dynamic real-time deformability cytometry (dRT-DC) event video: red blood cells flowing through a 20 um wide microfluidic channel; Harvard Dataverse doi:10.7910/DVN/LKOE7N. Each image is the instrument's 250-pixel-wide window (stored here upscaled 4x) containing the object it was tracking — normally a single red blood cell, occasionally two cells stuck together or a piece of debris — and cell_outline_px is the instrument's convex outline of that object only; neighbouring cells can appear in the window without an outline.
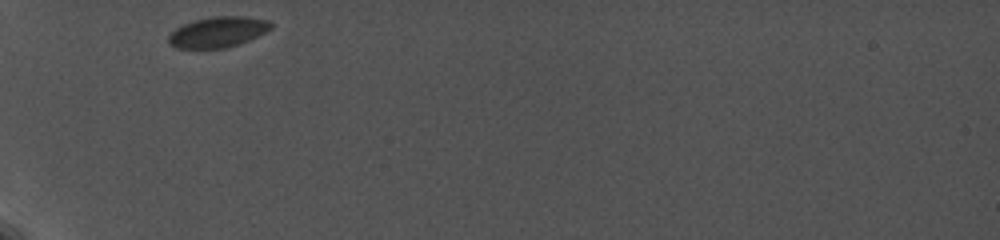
{"species": "common noctule bat (a hibernating species)", "species_latin": "Nyctalus noctula", "temperature_condition": "cold", "stored_images_in_passage": 37, "camera_frame_rate_fps": 5000, "um_per_image_px": 0.085, "animal": {"sex": "female", "body_mass_g": 19.0, "forearm_length_mm": 56.7}, "frame": {"image": 1, "passage_image": 1, "time_ms": 0.0, "image_size_px": [1000, 240], "cell_outline_px": [[272, 28], [248, 40], [224, 48], [176, 48], [168, 44], [168, 36], [176, 28], [192, 20], [212, 16], [244, 16], [268, 20], [272, 24]], "centroid_in_image_um": [18.48, 2.71], "position_along_channel_um": 66.5, "area_um2": 18.15}}
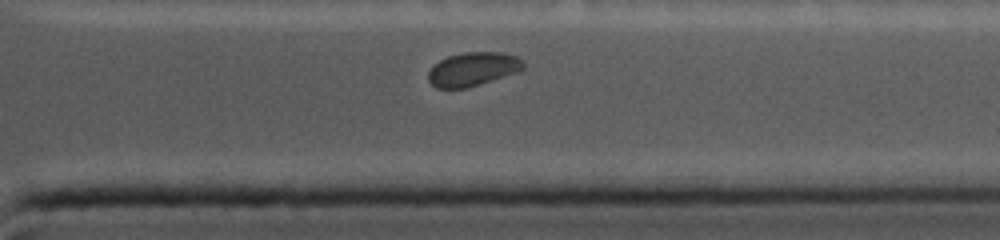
{"frame": {"image": 2, "passage_image": 30, "time_ms": 8.6, "image_size_px": [1000, 240], "cell_outline_px": [[524, 68], [520, 72], [480, 84], [464, 88], [436, 88], [428, 80], [428, 72], [432, 64], [448, 56], [464, 52], [504, 52], [520, 56], [524, 60]], "centroid_in_image_um": [40.24, 5.86], "position_along_channel_um": 371.2, "area_um2": 19.07}}
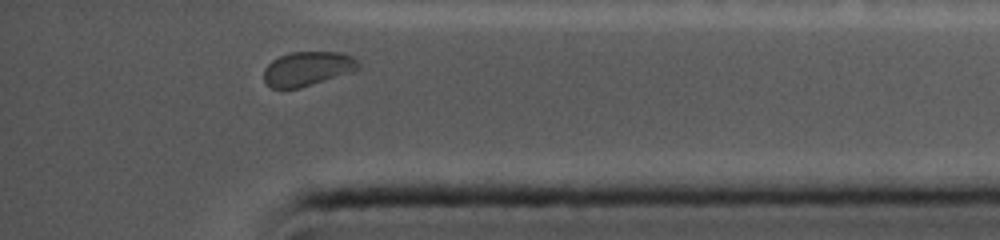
{"frame": {"image": 3, "passage_image": 33, "time_ms": 9.6, "image_size_px": [1000, 240], "cell_outline_px": [[360, 68], [352, 72], [300, 88], [272, 88], [264, 80], [264, 68], [272, 60], [280, 56], [292, 52], [340, 52], [352, 56], [360, 64]], "centroid_in_image_um": [26.15, 5.83], "position_along_channel_um": 409.1, "area_um2": 18.84}}